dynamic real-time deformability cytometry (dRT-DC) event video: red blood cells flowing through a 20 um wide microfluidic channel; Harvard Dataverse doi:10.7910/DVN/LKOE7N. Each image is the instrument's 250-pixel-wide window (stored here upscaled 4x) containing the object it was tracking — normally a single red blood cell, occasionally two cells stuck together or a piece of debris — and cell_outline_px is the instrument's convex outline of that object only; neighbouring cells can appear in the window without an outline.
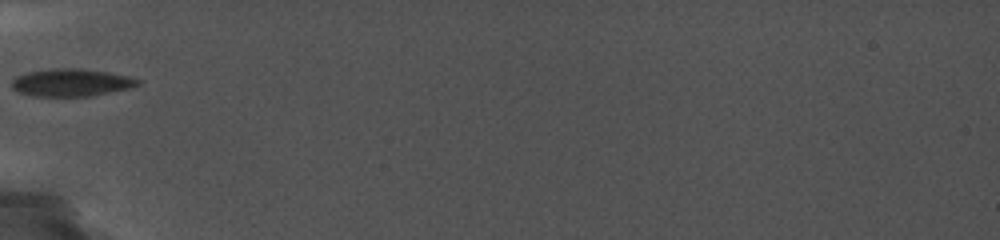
{"species": "common noctule bat (a hibernating species)", "species_latin": "Nyctalus noctula", "temperature_condition": "cold", "stored_images_in_passage": 20, "camera_frame_rate_fps": 5000, "um_per_image_px": 0.085, "animal": {"sex": "female", "body_mass_g": 19.0, "forearm_length_mm": 56.7}, "frame": {"image": 1, "passage_image": 1, "time_ms": 0.0, "image_size_px": [1000, 240], "cell_outline_px": [[140, 84], [132, 88], [88, 96], [32, 96], [20, 92], [12, 88], [12, 80], [16, 76], [28, 72], [52, 68], [80, 68], [108, 72], [128, 76], [140, 80]], "centroid_in_image_um": [6.06, 7.01], "position_along_channel_um": 78.9, "area_um2": 20.23}}
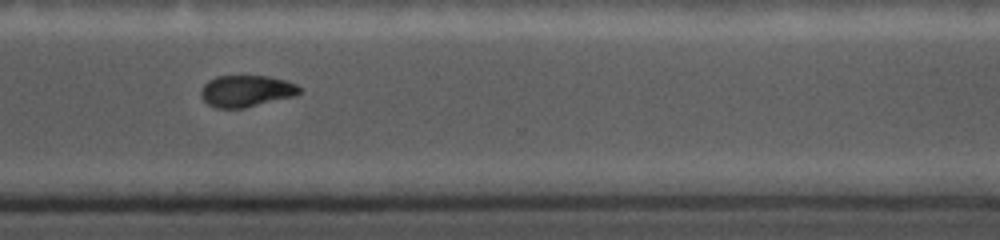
{"frame": {"image": 2, "passage_image": 16, "time_ms": 7.2, "image_size_px": [1000, 240], "cell_outline_px": [[300, 92], [296, 96], [244, 108], [216, 108], [208, 104], [200, 96], [200, 92], [204, 84], [208, 80], [216, 76], [268, 76], [288, 80], [296, 84], [300, 88]], "centroid_in_image_um": [20.94, 7.73], "position_along_channel_um": 349.7, "area_um2": 18.32}}
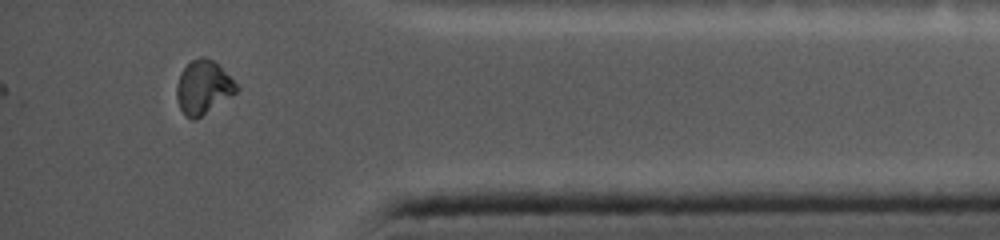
{"frame": {"image": 3, "passage_image": 20, "time_ms": 9.2, "image_size_px": [1000, 240], "cell_outline_px": [[240, 88], [236, 92], [196, 120], [192, 120], [184, 116], [180, 108], [176, 96], [176, 84], [180, 72], [192, 60], [200, 56], [204, 56], [212, 60]], "centroid_in_image_um": [17.22, 7.44], "position_along_channel_um": 418.0, "area_um2": 18.44}}